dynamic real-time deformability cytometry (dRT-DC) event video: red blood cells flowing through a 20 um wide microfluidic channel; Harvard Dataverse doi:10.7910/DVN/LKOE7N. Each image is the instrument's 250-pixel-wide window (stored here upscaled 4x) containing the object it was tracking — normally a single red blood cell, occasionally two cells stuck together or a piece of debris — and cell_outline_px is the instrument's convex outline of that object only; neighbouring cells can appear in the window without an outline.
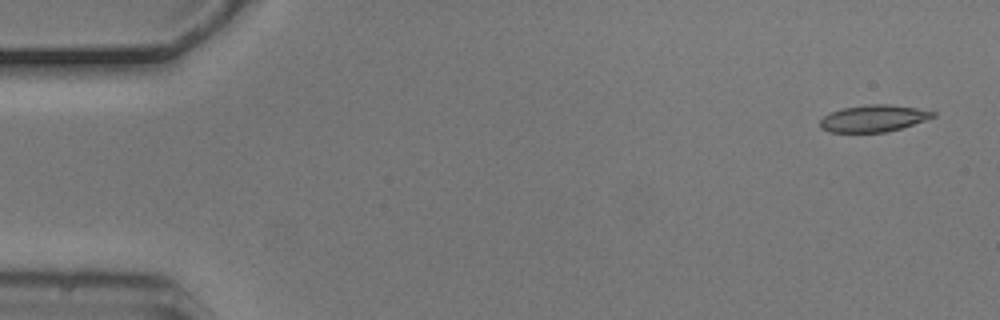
{"species": "common noctule bat (a hibernating species)", "species_latin": "Nyctalus noctula", "temperature_condition": "cold", "stored_images_in_passage": 9, "camera_frame_rate_fps": 3000, "um_per_image_px": 0.085, "animal": {"sex": "male", "body_mass_g": 20.5, "forearm_length_mm": 52.5}, "frame": {"image": 1, "passage_image": 1, "time_ms": 0.0, "image_size_px": [1000, 320], "cell_outline_px": [[936, 116], [900, 128], [884, 132], [828, 132], [820, 128], [820, 120], [824, 116], [832, 112], [844, 108], [868, 104], [888, 104], [916, 108], [936, 112]], "centroid_in_image_um": [74.22, 10.06], "position_along_channel_um": 10.8, "area_um2": 17.4}}
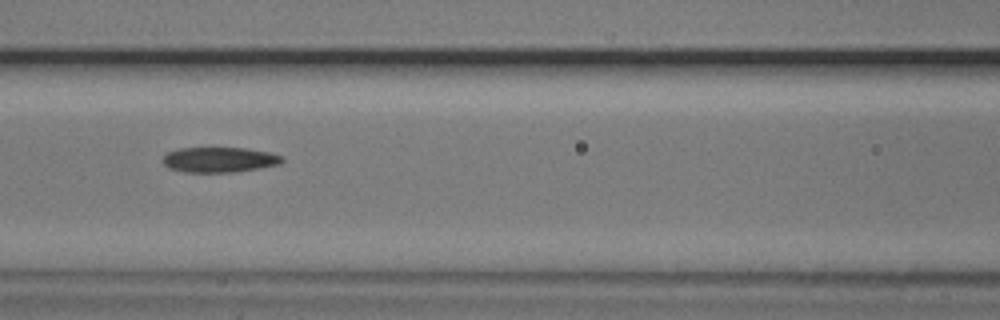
{"frame": {"image": 2, "passage_image": 6, "time_ms": 1.667, "image_size_px": [1000, 320], "cell_outline_px": [[284, 160], [280, 164], [260, 168], [236, 172], [184, 172], [168, 168], [160, 160], [168, 152], [180, 148], [244, 148], [268, 152], [284, 156]], "centroid_in_image_um": [18.64, 13.58], "position_along_channel_um": 148.0, "area_um2": 17.63}}
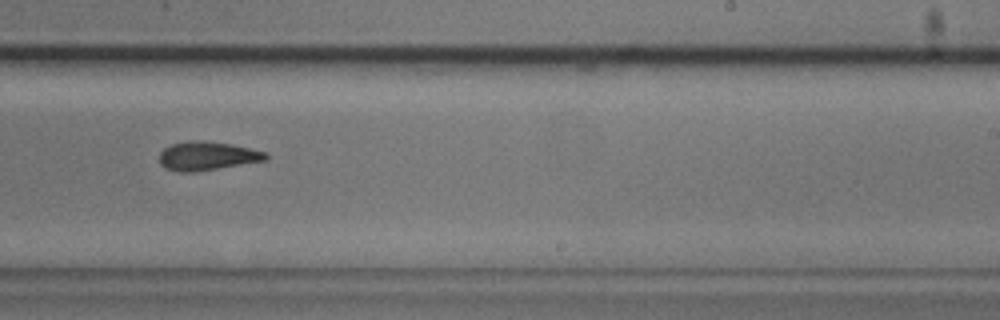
{"frame": {"image": 3, "passage_image": 9, "time_ms": 2.667, "image_size_px": [1000, 320], "cell_outline_px": [[268, 160], [196, 172], [180, 172], [164, 168], [160, 164], [160, 152], [164, 148], [172, 144], [188, 140], [200, 140], [232, 144], [268, 152]], "centroid_in_image_um": [17.63, 13.26], "position_along_channel_um": 271.4, "area_um2": 18.03}}